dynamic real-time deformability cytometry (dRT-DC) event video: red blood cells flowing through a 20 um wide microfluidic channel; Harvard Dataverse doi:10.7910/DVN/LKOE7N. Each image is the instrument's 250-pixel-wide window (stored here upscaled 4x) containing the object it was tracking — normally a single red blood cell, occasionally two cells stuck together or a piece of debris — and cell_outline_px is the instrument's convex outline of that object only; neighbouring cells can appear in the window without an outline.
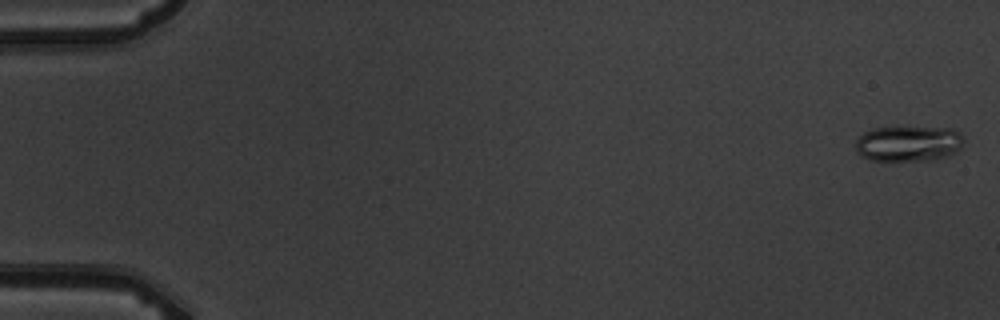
{"species": "common noctule bat (a hibernating species)", "species_latin": "Nyctalus noctula", "temperature_condition": "warm", "stored_images_in_passage": 5, "camera_frame_rate_fps": 3000, "um_per_image_px": 0.085, "animal": {"sex": "male", "body_mass_g": 19.5, "forearm_length_mm": 54.6}, "frame": {"image": 1, "passage_image": 1, "time_ms": 0.0, "image_size_px": [1000, 320], "cell_outline_px": [[964, 140], [960, 148], [956, 152], [948, 156], [936, 160], [868, 160], [860, 156], [856, 148], [856, 140], [864, 132], [872, 128], [904, 124], [952, 128], [960, 132]], "centroid_in_image_um": [77.24, 12.14], "position_along_channel_um": 7.8, "area_um2": 23.58}}